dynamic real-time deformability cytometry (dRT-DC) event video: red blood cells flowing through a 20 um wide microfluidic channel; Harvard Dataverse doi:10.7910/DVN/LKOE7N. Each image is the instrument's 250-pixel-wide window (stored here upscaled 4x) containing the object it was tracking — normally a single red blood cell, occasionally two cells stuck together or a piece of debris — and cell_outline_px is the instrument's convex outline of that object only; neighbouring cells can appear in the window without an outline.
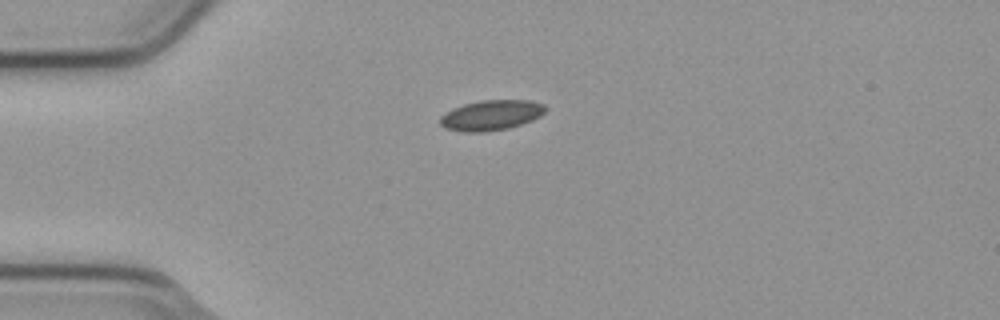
{"species": "common noctule bat (a hibernating species)", "species_latin": "Nyctalus noctula", "temperature_condition": "cold", "stored_images_in_passage": 6, "camera_frame_rate_fps": 3000, "um_per_image_px": 0.085, "animal": {"sex": "male", "body_mass_g": 23.1, "forearm_length_mm": 52.7}, "frame": {"image": 1, "passage_image": 1, "time_ms": 0.0, "image_size_px": [1000, 320], "cell_outline_px": [[548, 108], [540, 116], [532, 120], [508, 128], [484, 132], [464, 132], [444, 128], [440, 124], [440, 116], [452, 108], [464, 104], [480, 100], [532, 100], [544, 104]], "centroid_in_image_um": [41.75, 9.78], "position_along_channel_um": 43.3, "area_um2": 18.67}}
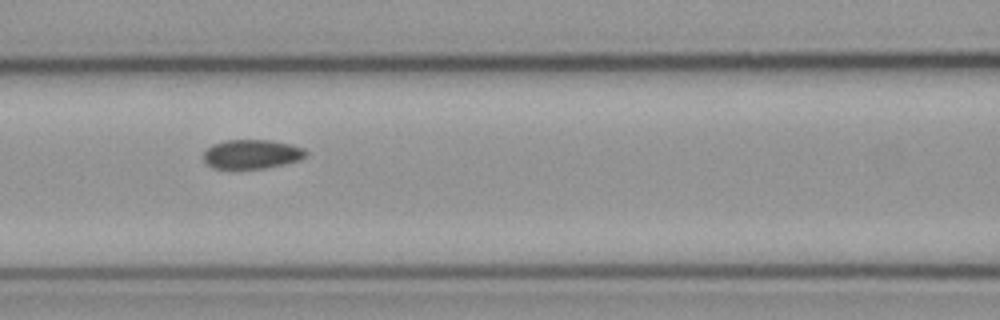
{"frame": {"image": 2, "passage_image": 4, "time_ms": 1.0, "image_size_px": [1000, 320], "cell_outline_px": [[308, 152], [300, 160], [284, 164], [264, 168], [212, 168], [204, 160], [204, 152], [212, 144], [224, 140], [272, 140], [292, 144], [304, 148]], "centroid_in_image_um": [21.42, 13.09], "position_along_channel_um": 145.2, "area_um2": 17.4}}
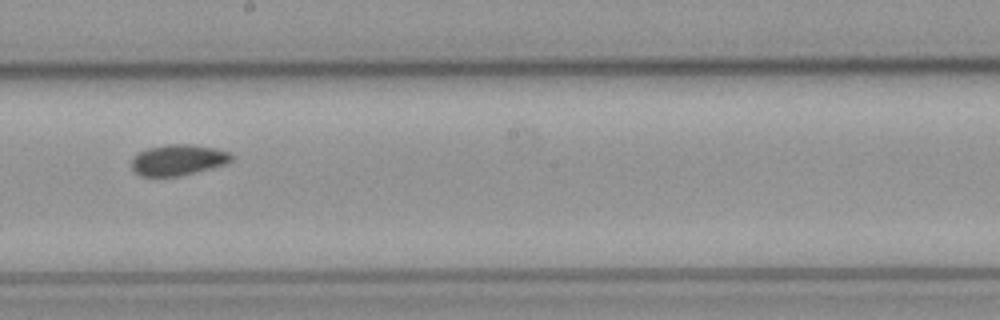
{"frame": {"image": 3, "passage_image": 6, "time_ms": 1.667, "image_size_px": [1000, 320], "cell_outline_px": [[232, 160], [228, 164], [180, 176], [140, 176], [132, 168], [132, 156], [136, 152], [148, 148], [168, 144], [192, 144], [216, 148], [228, 152], [232, 156]], "centroid_in_image_um": [15.13, 13.59], "position_along_channel_um": 233.1, "area_um2": 18.15}}